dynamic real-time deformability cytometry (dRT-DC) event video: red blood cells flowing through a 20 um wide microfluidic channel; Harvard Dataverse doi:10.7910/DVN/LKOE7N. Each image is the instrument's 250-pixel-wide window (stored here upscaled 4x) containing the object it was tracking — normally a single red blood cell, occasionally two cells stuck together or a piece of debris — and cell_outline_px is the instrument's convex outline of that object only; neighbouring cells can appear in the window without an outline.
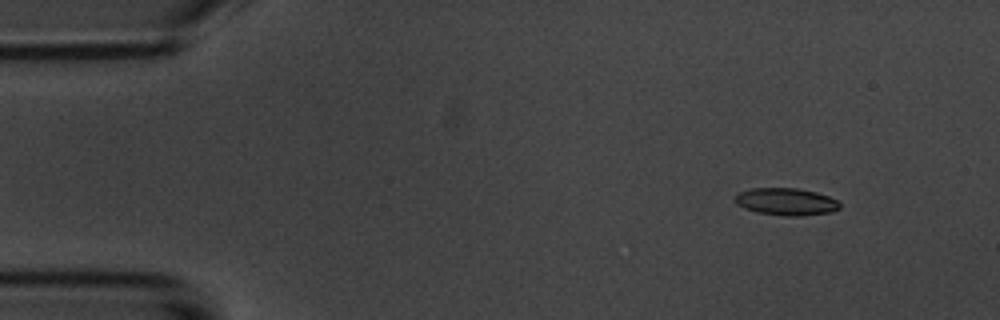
{"species": "common noctule bat (a hibernating species)", "species_latin": "Nyctalus noctula", "temperature_condition": "room temperature", "stored_images_in_passage": 5, "camera_frame_rate_fps": 3000, "um_per_image_px": 0.085, "animal": {"sex": "male", "body_mass_g": 20.1, "forearm_length_mm": 53.5}, "frame": {"image": 1, "passage_image": 1, "time_ms": 0.0, "image_size_px": [1000, 320], "cell_outline_px": [[840, 208], [832, 212], [800, 216], [788, 216], [756, 212], [744, 208], [736, 204], [736, 192], [752, 188], [796, 188], [816, 192], [828, 196], [836, 200], [840, 204]], "centroid_in_image_um": [66.81, 17.14], "position_along_channel_um": 18.2, "area_um2": 16.65}}
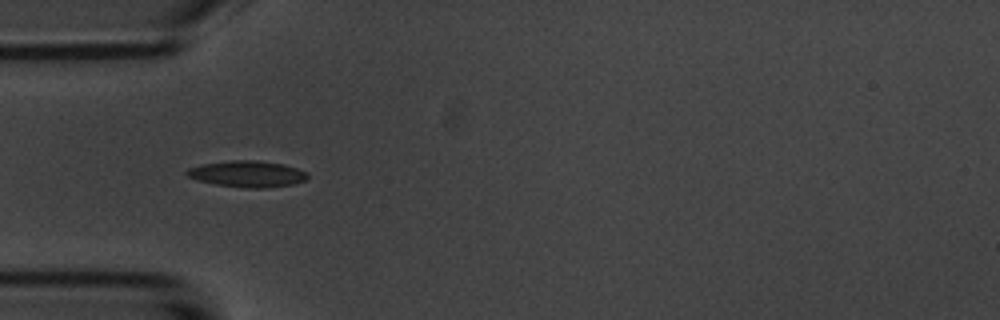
{"frame": {"image": 2, "passage_image": 4, "time_ms": 3.667, "image_size_px": [1000, 320], "cell_outline_px": [[308, 176], [304, 180], [292, 184], [268, 188], [248, 188], [216, 184], [196, 180], [188, 176], [184, 172], [188, 168], [200, 164], [232, 160], [256, 160], [284, 164], [308, 172]], "centroid_in_image_um": [21.0, 14.77], "position_along_channel_um": 64.0, "area_um2": 18.55}}